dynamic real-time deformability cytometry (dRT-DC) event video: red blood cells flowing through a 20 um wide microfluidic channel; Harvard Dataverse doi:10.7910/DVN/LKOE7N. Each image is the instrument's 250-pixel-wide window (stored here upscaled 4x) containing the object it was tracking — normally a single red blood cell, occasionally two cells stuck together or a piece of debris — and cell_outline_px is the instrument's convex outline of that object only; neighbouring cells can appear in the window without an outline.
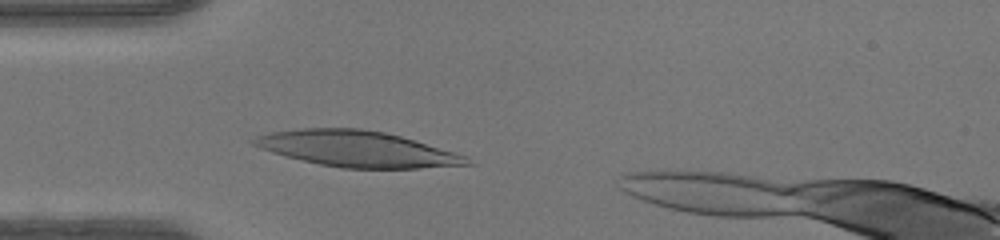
{"species": "human", "species_latin": "Homo sapiens", "temperature_condition": "warm", "stored_images_in_passage": 31, "camera_frame_rate_fps": 3000, "um_per_image_px": 0.085, "donor": {"sex": "female"}, "frame": {"image": 1, "passage_image": 5, "time_ms": 1.333, "image_size_px": [1000, 240], "cell_outline_px": [[476, 164], [420, 168], [340, 168], [320, 164], [272, 152], [260, 148], [252, 144], [248, 140], [256, 136], [272, 132], [300, 128], [360, 128], [384, 132], [400, 136], [468, 156]], "centroid_in_image_um": [30.37, 12.65], "position_along_channel_um": 54.6, "area_um2": 44.33}}
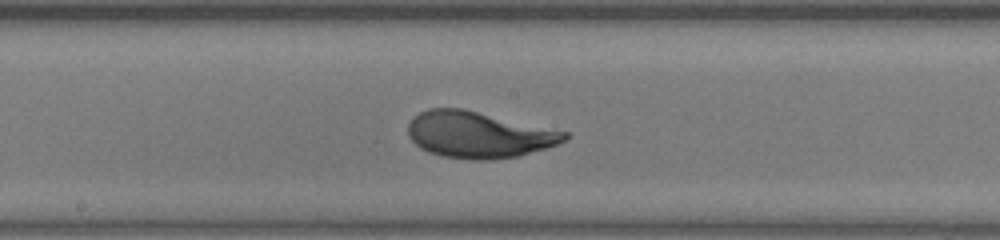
{"frame": {"image": 2, "passage_image": 16, "time_ms": 5.0, "image_size_px": [1000, 240], "cell_outline_px": [[568, 136], [564, 140], [556, 144], [520, 156], [488, 160], [472, 160], [440, 156], [428, 152], [420, 148], [408, 136], [408, 124], [420, 112], [428, 108], [464, 108], [568, 132]], "centroid_in_image_um": [40.65, 11.45], "position_along_channel_um": 207.5, "area_um2": 42.25}}
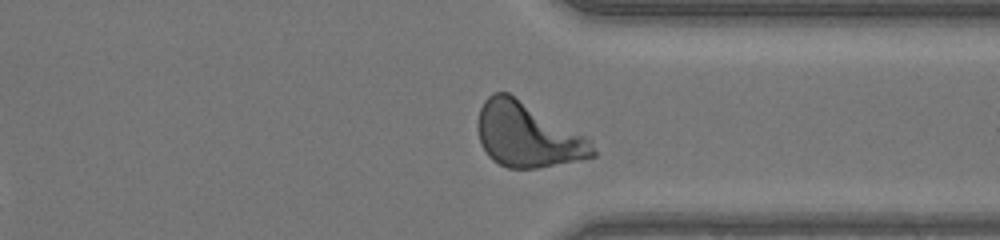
{"frame": {"image": 3, "passage_image": 27, "time_ms": 8.667, "image_size_px": [1000, 240], "cell_outline_px": [[596, 156], [580, 160], [536, 168], [508, 168], [492, 160], [488, 156], [480, 144], [476, 128], [476, 124], [480, 108], [484, 100], [492, 92], [508, 92], [592, 140], [596, 152]], "centroid_in_image_um": [44.8, 11.47], "position_along_channel_um": 366.6, "area_um2": 43.35}, "authors_computed_cell_mechanics": {"area_um2": 41.8472, "velocity_mm_per_s": 4.3593, "shape_relaxation_time_tau1_ms": 2.9585, "shape_relaxation_time_tau2_ms": null, "deformation_change_tau1": 0.2141, "deformation_change_tau2": null}}